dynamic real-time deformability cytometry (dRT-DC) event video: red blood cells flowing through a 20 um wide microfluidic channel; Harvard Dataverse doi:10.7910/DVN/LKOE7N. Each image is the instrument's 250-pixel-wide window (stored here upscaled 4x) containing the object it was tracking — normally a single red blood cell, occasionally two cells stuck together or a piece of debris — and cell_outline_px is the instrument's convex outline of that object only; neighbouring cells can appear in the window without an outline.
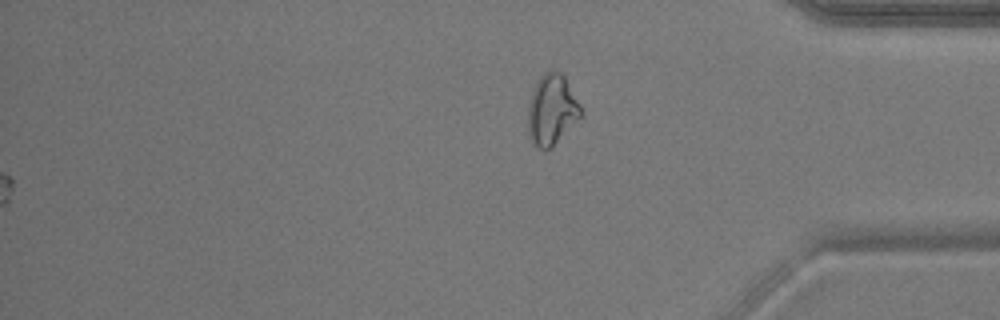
{"species": "common noctule bat (a hibernating species)", "species_latin": "Nyctalus noctula", "temperature_condition": "warm", "stored_images_in_passage": 57, "camera_frame_rate_fps": 3000, "um_per_image_px": 0.085, "animal": {"sex": "male", "body_mass_g": 17.9}, "frame": {"image": 1, "passage_image": 57, "time_ms": 18.667, "image_size_px": [1000, 320], "cell_outline_px": [[584, 112], [548, 148], [540, 148], [532, 140], [528, 132], [528, 108], [532, 92], [536, 80], [544, 72], [560, 72], [564, 76]], "centroid_in_image_um": [46.88, 9.26], "position_along_channel_um": 388.3, "area_um2": 20.81}}